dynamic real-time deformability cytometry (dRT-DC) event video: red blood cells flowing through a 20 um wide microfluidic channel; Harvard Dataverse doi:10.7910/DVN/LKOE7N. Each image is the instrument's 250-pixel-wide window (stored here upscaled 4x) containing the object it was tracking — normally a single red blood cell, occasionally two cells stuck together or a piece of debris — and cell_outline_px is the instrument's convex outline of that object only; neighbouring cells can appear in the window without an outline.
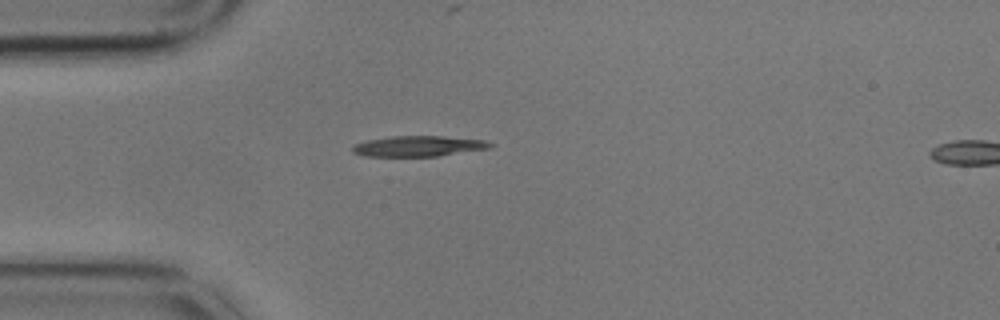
{"species": "common noctule bat (a hibernating species)", "species_latin": "Nyctalus noctula", "temperature_condition": "cold", "stored_images_in_passage": 2, "segment_of_instrument_passage": [1, 2], "camera_frame_rate_fps": 3000, "um_per_image_px": 0.085, "animal": {"sex": "male", "body_mass_g": 17.9}, "frame": {"image": 1, "passage_image": 1, "time_ms": 0.0, "image_size_px": [1000, 320], "cell_outline_px": [[496, 144], [488, 148], [436, 156], [364, 156], [352, 152], [352, 148], [356, 144], [368, 140], [392, 136], [440, 136], [484, 140]], "centroid_in_image_um": [35.56, 12.42], "position_along_channel_um": 49.4, "area_um2": 16.24}}